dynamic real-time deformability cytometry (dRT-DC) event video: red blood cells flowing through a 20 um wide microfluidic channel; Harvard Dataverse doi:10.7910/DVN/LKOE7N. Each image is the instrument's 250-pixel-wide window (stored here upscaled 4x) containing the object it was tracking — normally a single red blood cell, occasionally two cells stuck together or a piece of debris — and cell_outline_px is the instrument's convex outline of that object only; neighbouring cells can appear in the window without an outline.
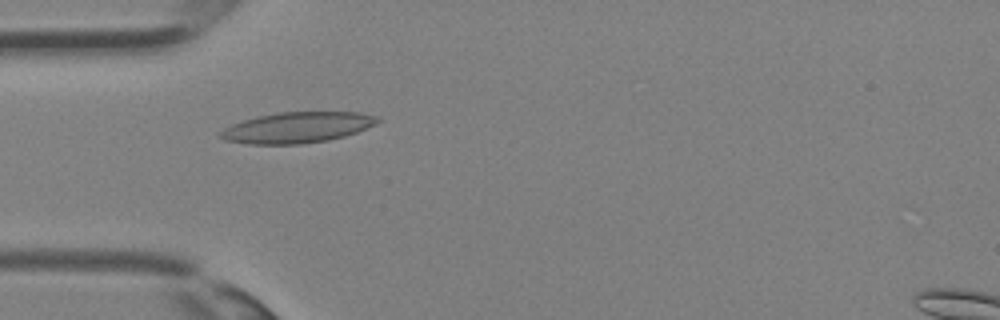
{"species": "Egyptian fruit bat (a non-hibernating species)", "species_latin": "Rousettus aegyptiacus", "temperature_condition": "room temperature", "stored_images_in_passage": 35, "camera_frame_rate_fps": 3000, "um_per_image_px": 0.085, "animal": {"sex": "female"}, "frame": {"image": 1, "passage_image": 11, "time_ms": 3.333, "image_size_px": [1000, 320], "cell_outline_px": [[380, 120], [376, 124], [356, 132], [344, 136], [328, 140], [300, 144], [248, 144], [224, 140], [220, 136], [220, 132], [224, 128], [232, 124], [244, 120], [276, 112], [360, 112], [380, 116]], "centroid_in_image_um": [25.29, 10.83], "position_along_channel_um": 59.7, "area_um2": 28.15}}
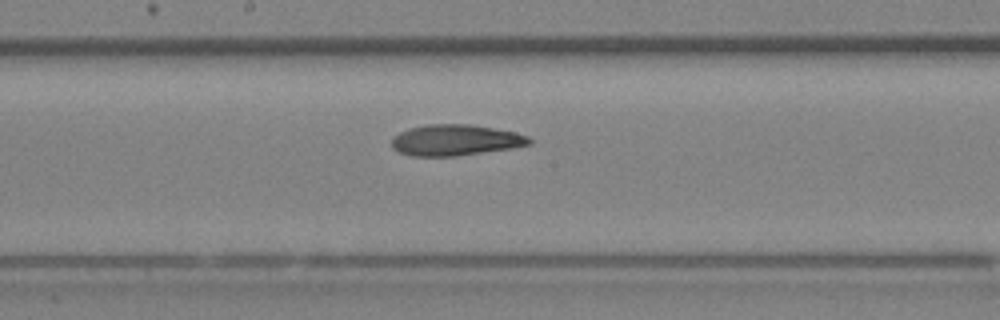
{"frame": {"image": 2, "passage_image": 19, "time_ms": 6.0, "image_size_px": [1000, 320], "cell_outline_px": [[532, 144], [512, 148], [456, 156], [412, 156], [400, 152], [392, 148], [392, 136], [408, 128], [428, 124], [468, 124], [516, 132], [528, 136], [532, 140]], "centroid_in_image_um": [38.7, 11.91], "position_along_channel_um": 209.5, "area_um2": 24.91}}
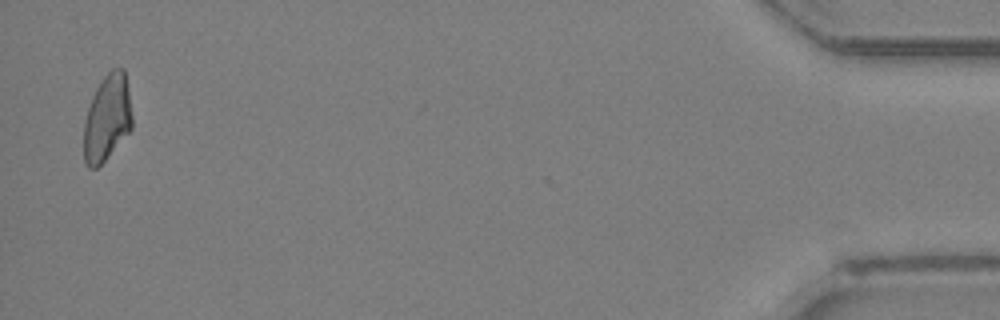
{"frame": {"image": 3, "passage_image": 35, "time_ms": 11.333, "image_size_px": [1000, 320], "cell_outline_px": [[132, 128], [104, 160], [96, 168], [88, 168], [84, 164], [84, 120], [92, 96], [96, 88], [104, 76], [112, 68], [124, 68], [128, 88], [132, 116]], "centroid_in_image_um": [9.1, 10.01], "position_along_channel_um": 426.1, "area_um2": 24.22}}